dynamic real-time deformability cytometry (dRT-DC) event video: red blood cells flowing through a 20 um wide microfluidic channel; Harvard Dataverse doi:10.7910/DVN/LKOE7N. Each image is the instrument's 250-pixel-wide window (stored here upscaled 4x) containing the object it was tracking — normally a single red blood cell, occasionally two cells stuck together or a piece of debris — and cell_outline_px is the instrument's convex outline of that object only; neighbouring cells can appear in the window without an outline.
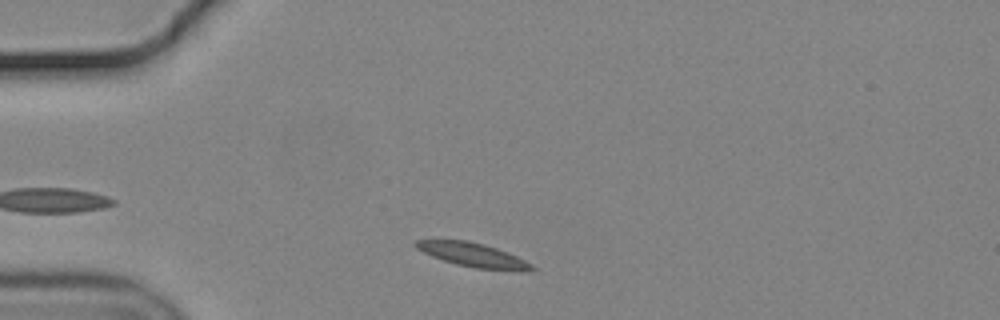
{"species": "common noctule bat (a hibernating species)", "species_latin": "Nyctalus noctula", "temperature_condition": "cold", "stored_images_in_passage": 34, "camera_frame_rate_fps": 3000, "um_per_image_px": 0.085, "animal": {"sex": "male", "body_mass_g": 19.2, "forearm_length_mm": 51.8}, "frame": {"image": 1, "passage_image": 4, "time_ms": 1.0, "image_size_px": [1000, 320], "cell_outline_px": [[536, 268], [476, 268], [456, 264], [432, 256], [416, 248], [412, 244], [416, 240], [468, 240], [484, 244], [508, 252], [532, 264]], "centroid_in_image_um": [40.05, 21.6], "position_along_channel_um": 45.0, "area_um2": 15.37}}
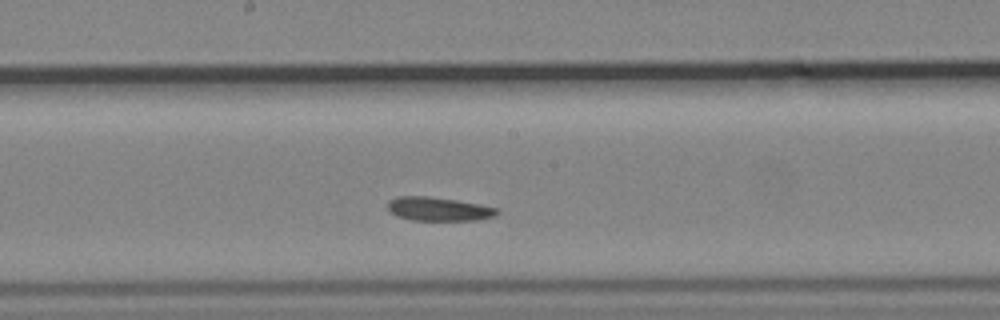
{"frame": {"image": 2, "passage_image": 20, "time_ms": 6.333, "image_size_px": [1000, 320], "cell_outline_px": [[500, 212], [496, 216], [476, 220], [412, 220], [396, 216], [388, 208], [388, 200], [396, 196], [428, 196], [456, 200], [480, 204], [496, 208]], "centroid_in_image_um": [37.27, 17.76], "position_along_channel_um": 210.9, "area_um2": 15.14}}
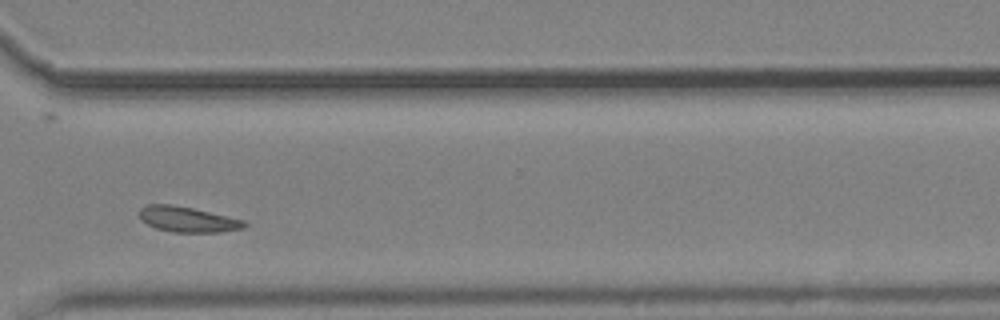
{"frame": {"image": 3, "passage_image": 32, "time_ms": 10.333, "image_size_px": [1000, 320], "cell_outline_px": [[248, 224], [244, 228], [220, 232], [172, 232], [156, 228], [140, 220], [140, 208], [148, 204], [172, 204], [192, 208], [244, 220]], "centroid_in_image_um": [15.94, 18.65], "position_along_channel_um": 354.7, "area_um2": 15.49}, "authors_computed_cell_mechanics": {"area_um2": 15.6638, "velocity_mm_per_s": 3.5909, "shape_relaxation_time_tau1_ms": null, "shape_relaxation_time_tau2_ms": 3.3093, "deformation_change_tau1": null, "deformation_change_tau2": 0.0754}}